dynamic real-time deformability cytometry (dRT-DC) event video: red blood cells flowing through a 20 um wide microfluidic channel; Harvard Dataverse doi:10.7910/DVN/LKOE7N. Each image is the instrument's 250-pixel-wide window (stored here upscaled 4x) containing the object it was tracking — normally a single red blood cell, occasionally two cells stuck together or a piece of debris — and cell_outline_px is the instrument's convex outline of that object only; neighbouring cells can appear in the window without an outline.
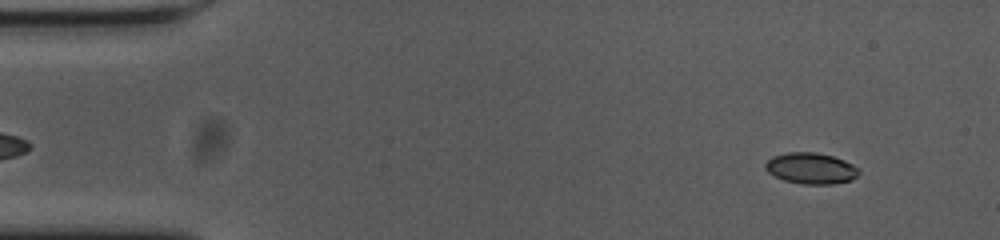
{"species": "common noctule bat (a hibernating species)", "species_latin": "Nyctalus noctula", "temperature_condition": "cold", "stored_images_in_passage": 54, "camera_frame_rate_fps": 3000, "um_per_image_px": 0.085, "animal": {"sex": "female", "body_mass_g": 23.0, "forearm_length_mm": 53.4}, "frame": {"image": 1, "passage_image": 5, "time_ms": 1.333, "image_size_px": [1000, 240], "cell_outline_px": [[860, 172], [852, 180], [832, 184], [800, 184], [784, 180], [768, 172], [764, 168], [764, 164], [772, 156], [788, 152], [816, 152], [832, 156], [844, 160], [860, 168]], "centroid_in_image_um": [68.93, 14.3], "position_along_channel_um": 16.1, "area_um2": 17.05}}
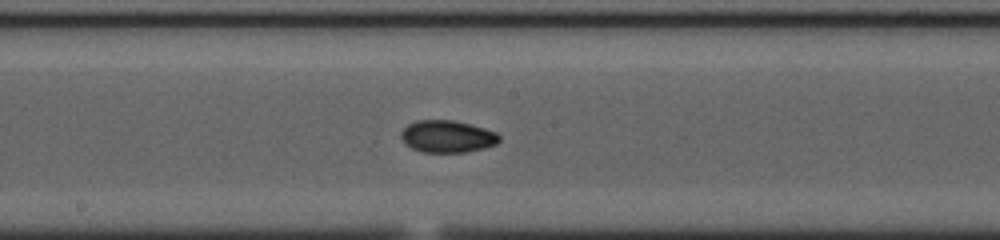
{"frame": {"image": 2, "passage_image": 29, "time_ms": 9.333, "image_size_px": [1000, 240], "cell_outline_px": [[500, 140], [496, 144], [484, 148], [464, 152], [424, 152], [412, 148], [404, 144], [400, 136], [400, 132], [408, 124], [416, 120], [452, 120], [472, 124], [496, 132], [500, 136]], "centroid_in_image_um": [38.0, 11.59], "position_along_channel_um": 210.2, "area_um2": 18.5}}
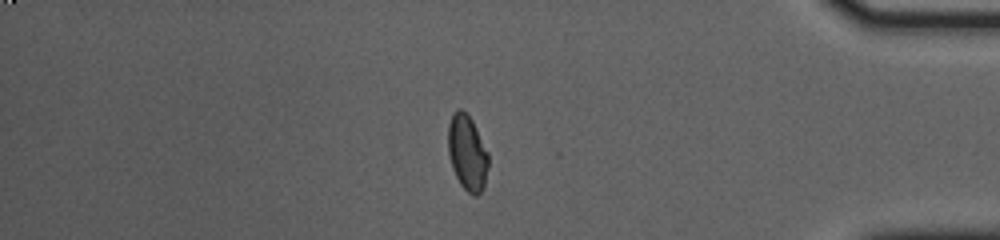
{"frame": {"image": 3, "passage_image": 47, "time_ms": 15.333, "image_size_px": [1000, 240], "cell_outline_px": [[488, 168], [484, 188], [476, 196], [472, 196], [460, 184], [452, 168], [448, 152], [448, 124], [452, 116], [460, 108], [472, 120], [488, 152]], "centroid_in_image_um": [39.72, 13.03], "position_along_channel_um": 395.5, "area_um2": 17.63}}